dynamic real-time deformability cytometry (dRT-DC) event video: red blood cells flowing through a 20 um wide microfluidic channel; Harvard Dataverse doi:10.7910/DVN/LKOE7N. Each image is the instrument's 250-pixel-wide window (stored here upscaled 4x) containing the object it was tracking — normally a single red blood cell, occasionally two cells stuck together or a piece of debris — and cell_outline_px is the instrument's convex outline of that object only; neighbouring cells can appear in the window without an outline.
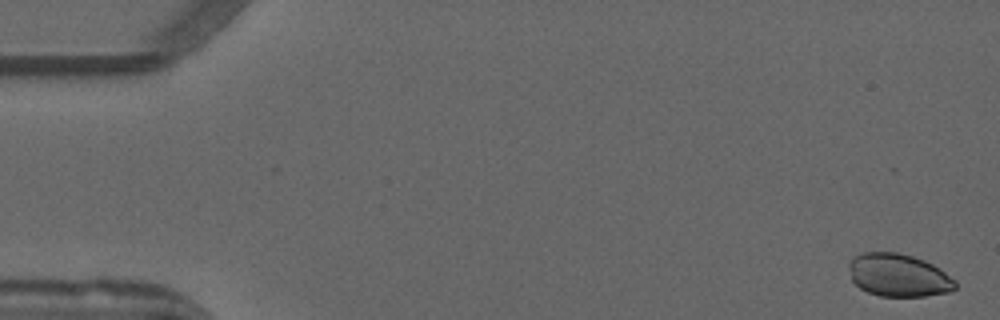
{"species": "common noctule bat (a hibernating species)", "species_latin": "Nyctalus noctula", "temperature_condition": "warm", "stored_images_in_passage": 52, "camera_frame_rate_fps": 3000, "um_per_image_px": 0.085, "animal": {"sex": "male", "forearm_length_mm": 52.5}, "frame": {"image": 1, "passage_image": 2, "time_ms": 0.333, "image_size_px": [1000, 320], "cell_outline_px": [[956, 288], [948, 292], [924, 296], [880, 296], [868, 292], [860, 288], [852, 280], [848, 264], [852, 256], [864, 252], [896, 252], [912, 256], [924, 260], [940, 268], [956, 280]], "centroid_in_image_um": [76.37, 23.39], "position_along_channel_um": 8.6, "area_um2": 26.65}}
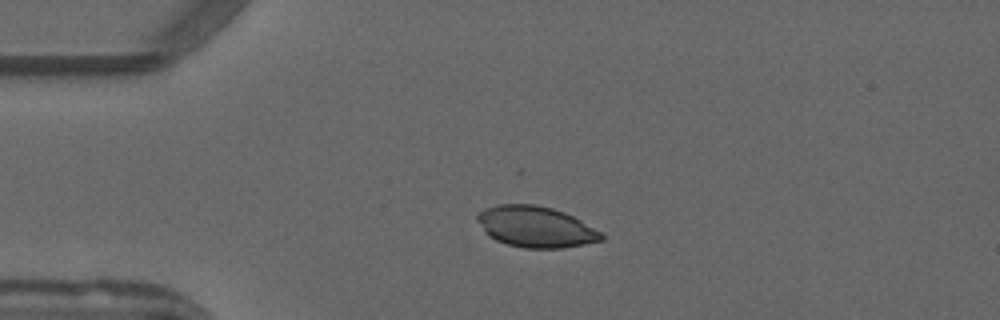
{"frame": {"image": 2, "passage_image": 13, "time_ms": 4.0, "image_size_px": [1000, 320], "cell_outline_px": [[604, 240], [584, 244], [560, 248], [524, 248], [508, 244], [496, 240], [488, 236], [484, 232], [476, 220], [476, 216], [484, 208], [500, 204], [536, 204], [552, 208], [564, 212], [580, 220], [600, 232], [604, 236]], "centroid_in_image_um": [45.5, 19.27], "position_along_channel_um": 39.5, "area_um2": 29.59}}
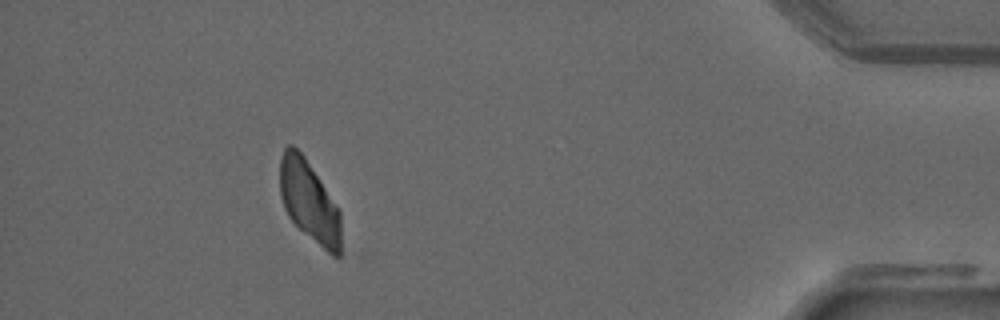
{"frame": {"image": 3, "passage_image": 48, "time_ms": 15.667, "image_size_px": [1000, 320], "cell_outline_px": [[340, 256], [332, 256], [304, 232], [288, 216], [284, 208], [280, 196], [280, 156], [284, 148], [288, 144], [292, 144], [304, 156], [320, 180], [340, 212]], "centroid_in_image_um": [26.25, 17.09], "position_along_channel_um": 408.9, "area_um2": 28.5}}